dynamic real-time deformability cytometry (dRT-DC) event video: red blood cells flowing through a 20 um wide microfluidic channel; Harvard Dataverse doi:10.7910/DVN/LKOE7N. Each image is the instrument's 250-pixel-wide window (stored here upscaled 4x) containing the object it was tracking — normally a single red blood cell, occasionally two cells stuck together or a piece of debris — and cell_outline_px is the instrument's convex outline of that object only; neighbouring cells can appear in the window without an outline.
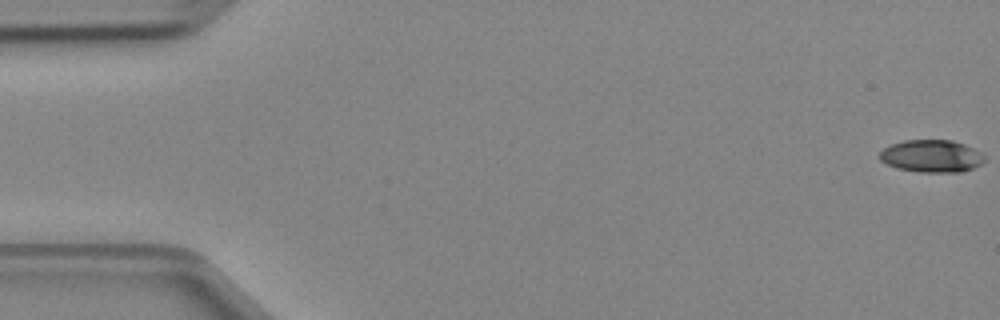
{"species": "Egyptian fruit bat (a non-hibernating species)", "species_latin": "Rousettus aegyptiacus", "temperature_condition": "cold", "stored_images_in_passage": 44, "camera_frame_rate_fps": 3000, "um_per_image_px": 0.085, "animal": {"sex": "female"}, "frame": {"image": 1, "passage_image": 1, "time_ms": 0.0, "image_size_px": [1000, 320], "cell_outline_px": [[984, 160], [980, 164], [964, 172], [920, 172], [896, 168], [880, 160], [880, 152], [884, 148], [892, 144], [904, 140], [952, 140], [964, 144], [980, 152], [984, 156]], "centroid_in_image_um": [79.18, 13.27], "position_along_channel_um": 5.8, "area_um2": 19.71}}
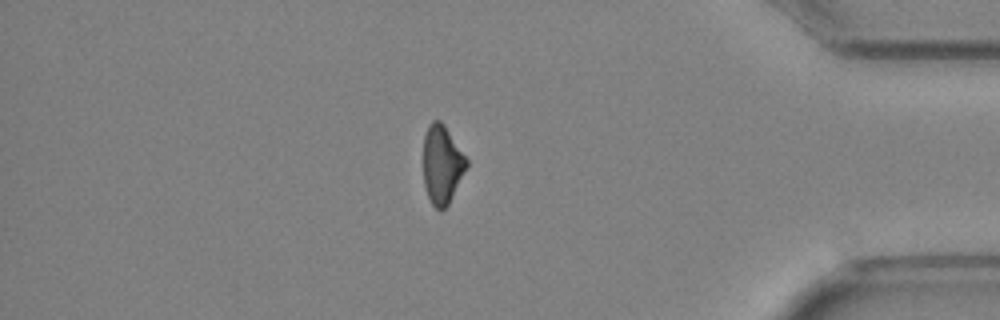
{"frame": {"image": 2, "passage_image": 41, "time_ms": 13.333, "image_size_px": [1000, 320], "cell_outline_px": [[468, 164], [448, 204], [440, 212], [432, 204], [428, 196], [424, 184], [424, 136], [428, 124], [432, 120], [440, 120], [444, 124], [468, 160]], "centroid_in_image_um": [37.56, 13.96], "position_along_channel_um": 397.6, "area_um2": 19.54}}